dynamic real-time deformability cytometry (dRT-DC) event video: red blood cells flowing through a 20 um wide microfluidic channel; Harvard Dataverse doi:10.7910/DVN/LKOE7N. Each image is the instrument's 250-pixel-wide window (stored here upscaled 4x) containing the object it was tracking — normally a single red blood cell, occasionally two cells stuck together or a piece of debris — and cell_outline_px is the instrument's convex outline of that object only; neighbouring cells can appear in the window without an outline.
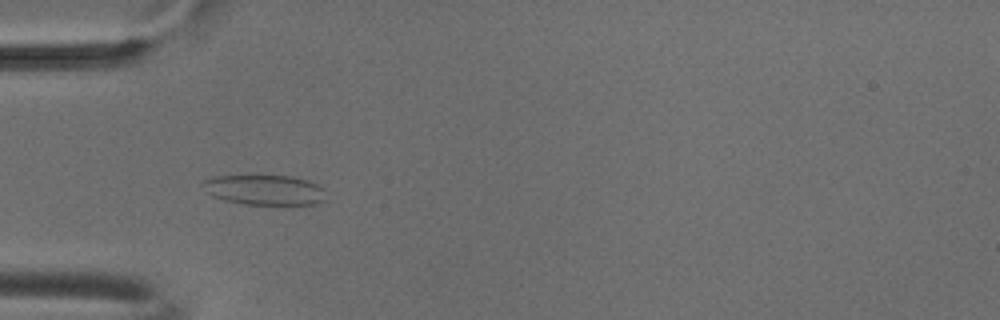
{"species": "common noctule bat (a hibernating species)", "species_latin": "Nyctalus noctula", "temperature_condition": "cold", "stored_images_in_passage": 6, "camera_frame_rate_fps": 3000, "um_per_image_px": 0.085, "animal": {"sex": "male", "body_mass_g": 18.8}, "frame": {"image": 1, "passage_image": 5, "time_ms": 1.333, "image_size_px": [1000, 320], "cell_outline_px": [[324, 200], [320, 204], [284, 208], [244, 204], [224, 200], [212, 196], [200, 184], [204, 180], [212, 176], [292, 176], [308, 180], [324, 188]], "centroid_in_image_um": [22.56, 16.2], "position_along_channel_um": 62.4, "area_um2": 22.66}}